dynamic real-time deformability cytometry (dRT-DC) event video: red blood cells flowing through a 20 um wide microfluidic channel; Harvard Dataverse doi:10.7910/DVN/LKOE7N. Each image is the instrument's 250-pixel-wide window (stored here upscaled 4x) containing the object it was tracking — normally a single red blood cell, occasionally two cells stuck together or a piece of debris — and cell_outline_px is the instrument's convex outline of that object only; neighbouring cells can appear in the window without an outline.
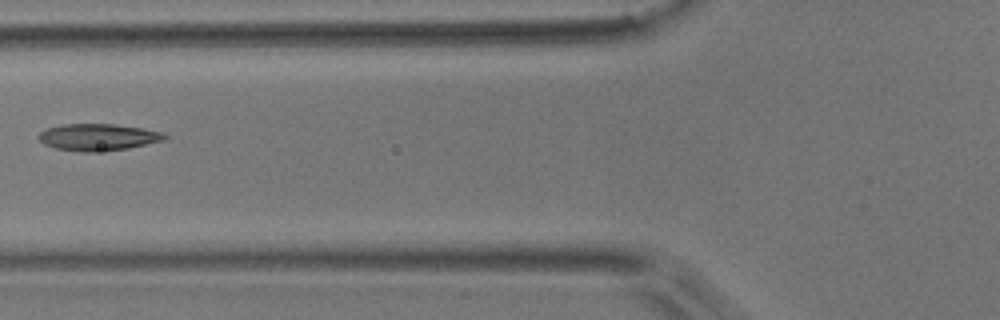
{"species": "common noctule bat (a hibernating species)", "species_latin": "Nyctalus noctula", "temperature_condition": "room temperature", "stored_images_in_passage": 7, "camera_frame_rate_fps": 3000, "um_per_image_px": 0.085, "animal": {"sex": "male", "body_mass_g": 17.9}, "frame": {"image": 1, "passage_image": 6, "time_ms": 1.667, "image_size_px": [1000, 320], "cell_outline_px": [[168, 136], [164, 140], [128, 148], [92, 152], [80, 152], [56, 148], [44, 144], [36, 136], [40, 132], [48, 128], [64, 124], [116, 124], [144, 128], [164, 132]], "centroid_in_image_um": [8.35, 11.65], "position_along_channel_um": 117.5, "area_um2": 19.71}}
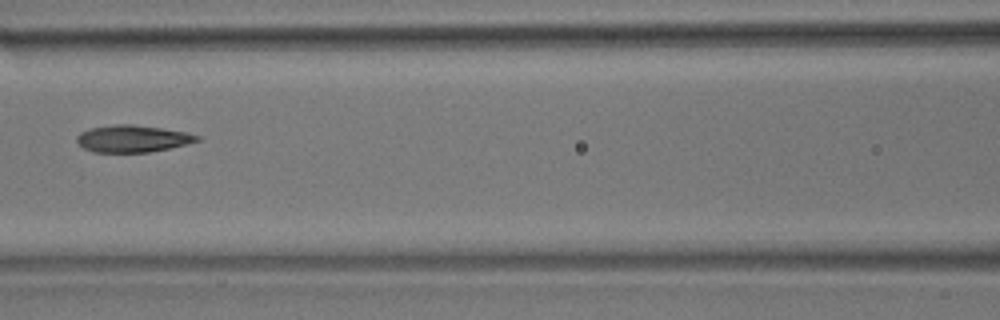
{"frame": {"image": 2, "passage_image": 7, "time_ms": 2.0, "image_size_px": [1000, 320], "cell_outline_px": [[200, 140], [168, 148], [148, 152], [92, 152], [84, 148], [76, 140], [76, 136], [80, 132], [92, 128], [116, 124], [132, 124], [160, 128], [184, 132], [200, 136]], "centroid_in_image_um": [11.22, 11.78], "position_along_channel_um": 155.4, "area_um2": 18.61}}